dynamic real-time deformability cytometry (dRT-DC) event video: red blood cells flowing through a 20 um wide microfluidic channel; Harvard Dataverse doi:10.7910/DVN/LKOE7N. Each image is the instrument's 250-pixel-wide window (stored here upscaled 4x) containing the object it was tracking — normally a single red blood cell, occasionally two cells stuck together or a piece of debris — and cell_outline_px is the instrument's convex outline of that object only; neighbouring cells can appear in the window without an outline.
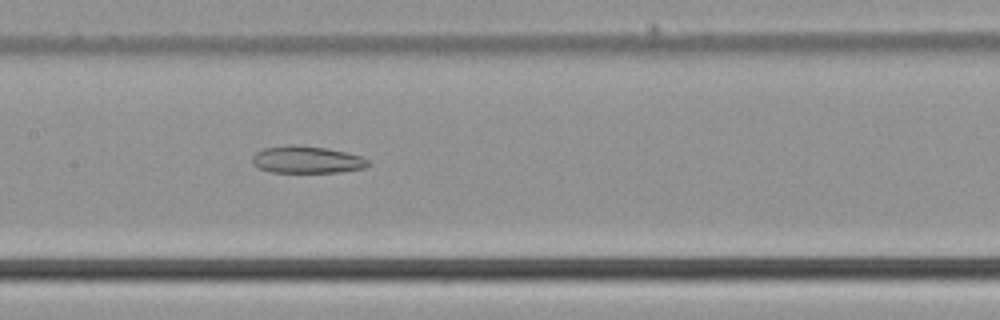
{"species": "common noctule bat (a hibernating species)", "species_latin": "Nyctalus noctula", "temperature_condition": "cold", "stored_images_in_passage": 49, "camera_frame_rate_fps": 3000, "um_per_image_px": 0.085, "animal": {"sex": "male", "body_mass_g": 21.5, "forearm_length_mm": 52.0}, "frame": {"image": 1, "passage_image": 24, "time_ms": 7.667, "image_size_px": [1000, 320], "cell_outline_px": [[368, 164], [364, 168], [340, 172], [272, 172], [260, 168], [252, 164], [252, 156], [256, 152], [264, 148], [292, 144], [324, 148], [344, 152], [360, 156], [368, 160]], "centroid_in_image_um": [26.04, 13.57], "position_along_channel_um": 181.4, "area_um2": 18.09}}
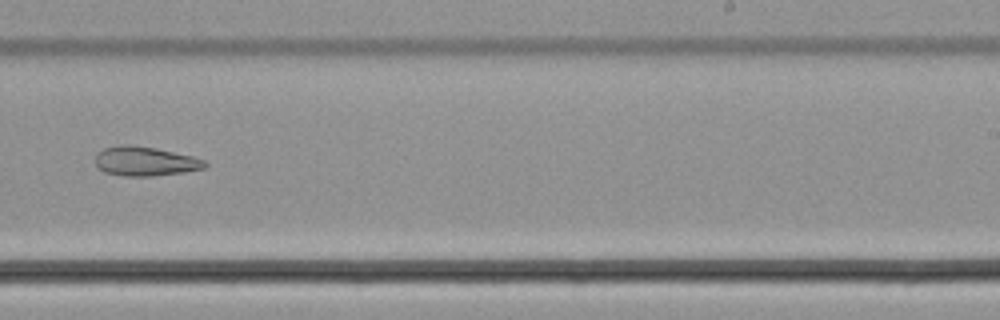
{"frame": {"image": 2, "passage_image": 31, "time_ms": 10.0, "image_size_px": [1000, 320], "cell_outline_px": [[208, 164], [204, 168], [184, 172], [152, 176], [124, 176], [104, 172], [96, 164], [96, 152], [104, 148], [120, 144], [128, 144], [156, 148], [192, 156], [204, 160]], "centroid_in_image_um": [12.32, 13.7], "position_along_channel_um": 276.7, "area_um2": 18.73}}
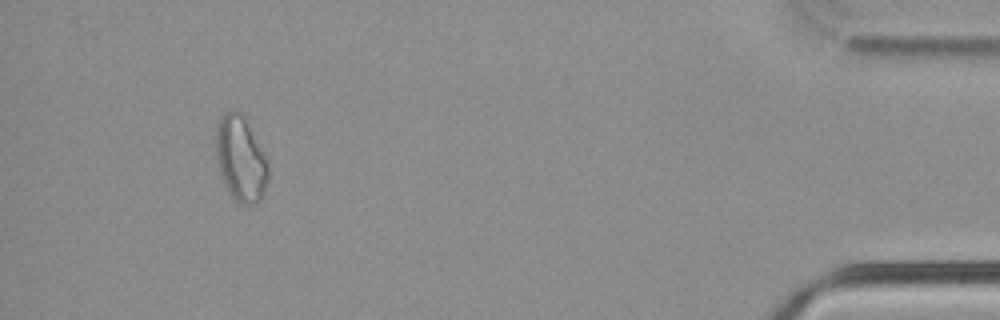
{"frame": {"image": 3, "passage_image": 46, "time_ms": 15.0, "image_size_px": [1000, 320], "cell_outline_px": [[268, 180], [264, 192], [260, 200], [252, 204], [240, 204], [228, 192], [224, 184], [216, 160], [216, 132], [220, 116], [224, 112], [232, 108], [240, 112], [244, 116], [268, 164]], "centroid_in_image_um": [20.43, 13.49], "position_along_channel_um": 414.8, "area_um2": 25.78}}